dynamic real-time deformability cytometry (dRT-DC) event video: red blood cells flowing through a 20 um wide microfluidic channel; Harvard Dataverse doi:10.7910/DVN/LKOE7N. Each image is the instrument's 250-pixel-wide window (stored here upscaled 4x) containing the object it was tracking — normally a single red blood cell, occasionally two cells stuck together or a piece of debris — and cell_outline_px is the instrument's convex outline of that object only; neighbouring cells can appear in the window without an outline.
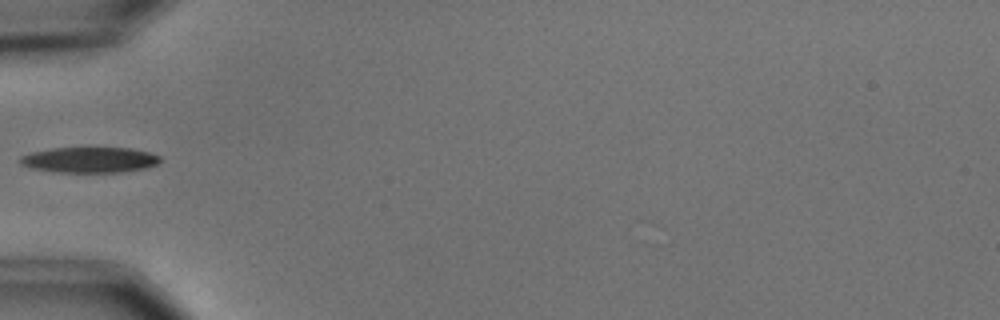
{"species": "common noctule bat (a hibernating species)", "species_latin": "Nyctalus noctula", "temperature_condition": "cold", "stored_images_in_passage": 3, "camera_frame_rate_fps": 3000, "um_per_image_px": 0.085, "animal": {"sex": "male", "body_mass_g": 15.6}, "frame": {"image": 1, "passage_image": 2, "time_ms": 1.333, "image_size_px": [1000, 320], "cell_outline_px": [[160, 160], [156, 164], [148, 168], [120, 172], [56, 172], [32, 168], [20, 164], [20, 156], [32, 152], [52, 148], [84, 144], [132, 148], [148, 152], [160, 156]], "centroid_in_image_um": [7.62, 13.53], "position_along_channel_um": 77.4, "area_um2": 21.96}}